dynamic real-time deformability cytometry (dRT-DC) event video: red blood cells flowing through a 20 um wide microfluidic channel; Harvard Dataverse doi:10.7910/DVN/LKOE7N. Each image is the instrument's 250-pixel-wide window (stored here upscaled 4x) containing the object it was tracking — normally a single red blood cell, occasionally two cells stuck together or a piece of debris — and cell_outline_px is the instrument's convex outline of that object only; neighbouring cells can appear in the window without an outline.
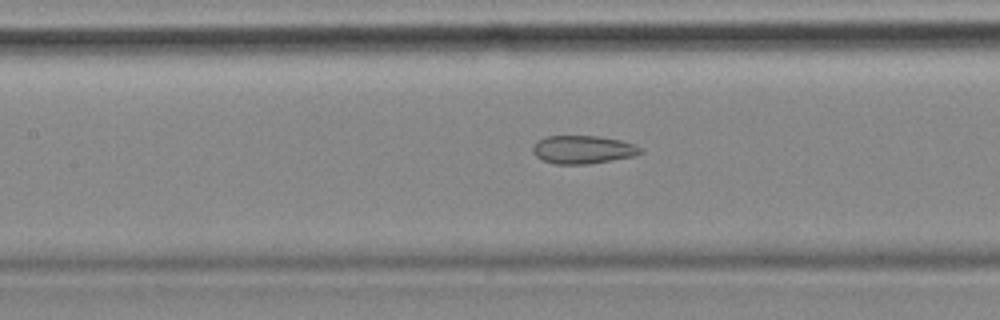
{"species": "common noctule bat (a hibernating species)", "species_latin": "Nyctalus noctula", "temperature_condition": "cold", "stored_images_in_passage": 36, "camera_frame_rate_fps": 3000, "um_per_image_px": 0.085, "animal": {"sex": "female", "body_mass_g": 18.4}, "frame": {"image": 1, "passage_image": 16, "time_ms": 5.0, "image_size_px": [1000, 320], "cell_outline_px": [[644, 152], [636, 156], [588, 164], [556, 164], [544, 160], [536, 156], [532, 152], [532, 148], [540, 140], [548, 136], [596, 136], [620, 140], [632, 144], [640, 148]], "centroid_in_image_um": [49.57, 12.72], "position_along_channel_um": 157.8, "area_um2": 17.46}}
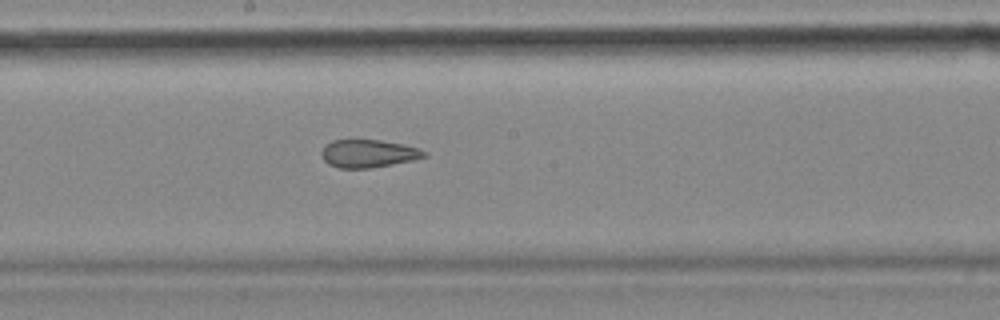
{"frame": {"image": 2, "passage_image": 21, "time_ms": 6.667, "image_size_px": [1000, 320], "cell_outline_px": [[428, 156], [412, 160], [372, 168], [340, 168], [328, 164], [320, 156], [320, 152], [332, 140], [380, 140], [404, 144], [420, 148], [428, 152]], "centroid_in_image_um": [31.34, 13.05], "position_along_channel_um": 216.9, "area_um2": 16.76}}